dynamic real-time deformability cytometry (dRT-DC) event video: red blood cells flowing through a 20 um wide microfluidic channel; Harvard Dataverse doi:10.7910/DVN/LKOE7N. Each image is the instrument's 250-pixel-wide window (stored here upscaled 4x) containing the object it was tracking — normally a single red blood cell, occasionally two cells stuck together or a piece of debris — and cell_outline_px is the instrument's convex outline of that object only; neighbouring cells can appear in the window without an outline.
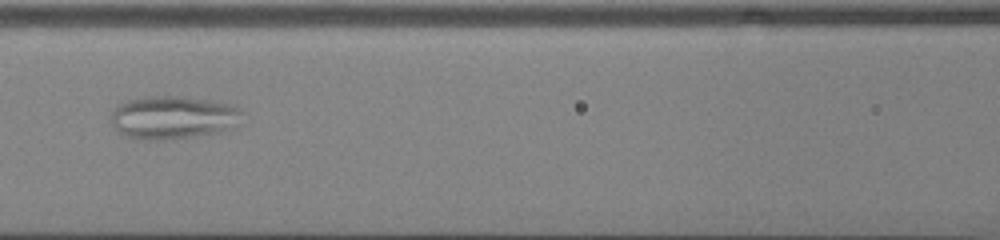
{"species": "common noctule bat (a hibernating species)", "species_latin": "Nyctalus noctula", "temperature_condition": "cold", "stored_images_in_passage": 39, "camera_frame_rate_fps": 3000, "um_per_image_px": 0.085, "animal": {"sex": "male", "body_mass_g": 13.0, "forearm_length_mm": 53.1}, "frame": {"image": 1, "passage_image": 12, "time_ms": 3.667, "image_size_px": [1000, 240], "cell_outline_px": [[244, 124], [236, 128], [220, 132], [164, 140], [140, 140], [116, 132], [112, 124], [112, 112], [120, 104], [128, 100], [148, 96], [184, 96], [216, 100], [236, 104], [244, 112]], "centroid_in_image_um": [14.85, 9.98], "position_along_channel_um": 151.7, "area_um2": 33.99}}
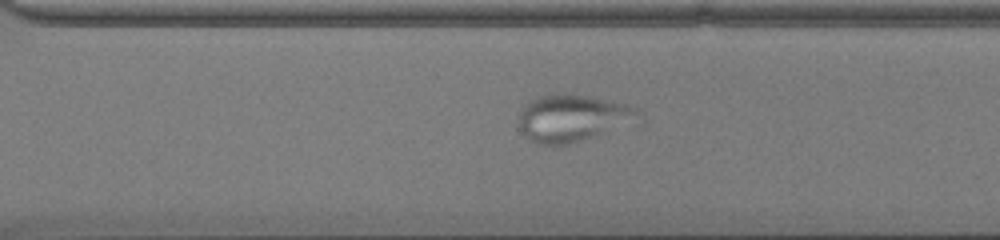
{"frame": {"image": 2, "passage_image": 25, "time_ms": 8.0, "image_size_px": [1000, 240], "cell_outline_px": [[640, 116], [604, 132], [568, 144], [536, 144], [524, 136], [520, 128], [520, 112], [524, 104], [528, 100], [540, 96], [564, 92], [588, 96], [632, 104], [640, 108]], "centroid_in_image_um": [48.6, 9.99], "position_along_channel_um": 322.0, "area_um2": 32.31}}
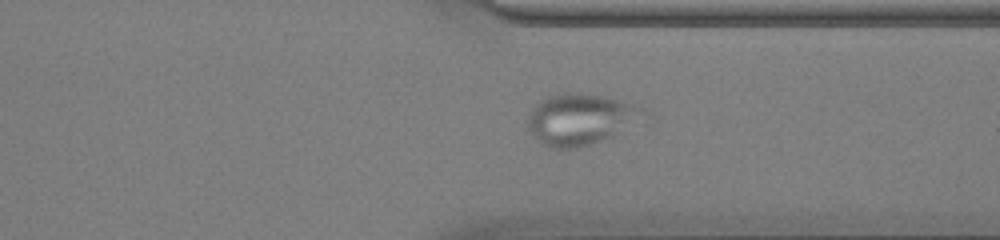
{"frame": {"image": 3, "passage_image": 28, "time_ms": 9.0, "image_size_px": [1000, 240], "cell_outline_px": [[656, 120], [600, 140], [576, 148], [548, 148], [540, 144], [528, 132], [528, 116], [532, 108], [536, 104], [548, 96], [568, 92], [576, 92], [600, 96], [616, 100], [644, 108], [652, 112]], "centroid_in_image_um": [49.49, 10.16], "position_along_channel_um": 361.9, "area_um2": 35.66}}